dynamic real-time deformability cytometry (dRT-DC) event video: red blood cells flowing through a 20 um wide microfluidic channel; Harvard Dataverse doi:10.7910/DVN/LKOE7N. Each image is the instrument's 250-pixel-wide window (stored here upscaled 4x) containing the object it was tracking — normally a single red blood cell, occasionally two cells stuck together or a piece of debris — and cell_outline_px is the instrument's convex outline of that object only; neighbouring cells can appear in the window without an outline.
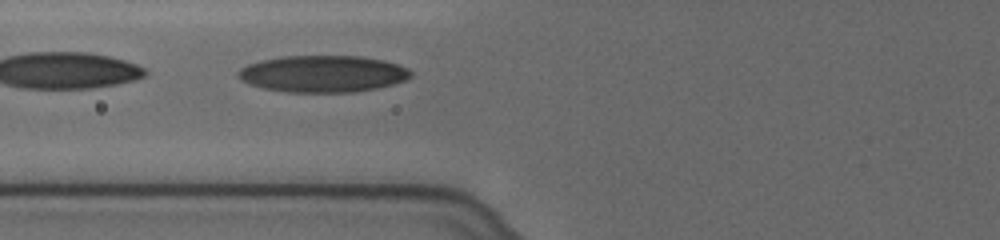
{"species": "human", "species_latin": "Homo sapiens", "temperature_condition": "cold", "stored_images_in_passage": 6, "camera_frame_rate_fps": 3000, "um_per_image_px": 0.085, "donor": {"sex": "female"}, "frame": {"image": 1, "passage_image": 6, "time_ms": 1.667, "image_size_px": [1000, 240], "cell_outline_px": [[412, 76], [404, 80], [392, 84], [376, 88], [352, 92], [288, 92], [264, 88], [248, 84], [240, 80], [236, 76], [236, 72], [240, 68], [248, 64], [260, 60], [284, 56], [360, 56], [384, 60], [400, 64], [408, 68], [412, 72]], "centroid_in_image_um": [27.42, 6.27], "position_along_channel_um": 98.4, "area_um2": 37.17}}